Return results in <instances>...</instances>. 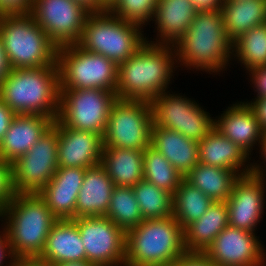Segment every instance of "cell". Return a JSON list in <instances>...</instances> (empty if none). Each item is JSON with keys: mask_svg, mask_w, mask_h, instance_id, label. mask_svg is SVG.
<instances>
[{"mask_svg": "<svg viewBox=\"0 0 266 266\" xmlns=\"http://www.w3.org/2000/svg\"><path fill=\"white\" fill-rule=\"evenodd\" d=\"M176 54L170 44H154L148 39L126 61L118 66L117 99L150 102L158 94L167 91ZM175 66V67H174Z\"/></svg>", "mask_w": 266, "mask_h": 266, "instance_id": "6da1fadb", "label": "cell"}, {"mask_svg": "<svg viewBox=\"0 0 266 266\" xmlns=\"http://www.w3.org/2000/svg\"><path fill=\"white\" fill-rule=\"evenodd\" d=\"M173 46L176 62L190 70L218 74L232 59V41L225 32L221 10L198 11L187 32Z\"/></svg>", "mask_w": 266, "mask_h": 266, "instance_id": "7a4b0ae2", "label": "cell"}, {"mask_svg": "<svg viewBox=\"0 0 266 266\" xmlns=\"http://www.w3.org/2000/svg\"><path fill=\"white\" fill-rule=\"evenodd\" d=\"M1 100L15 114L58 118L60 73L58 66L10 69L0 85Z\"/></svg>", "mask_w": 266, "mask_h": 266, "instance_id": "3957f363", "label": "cell"}, {"mask_svg": "<svg viewBox=\"0 0 266 266\" xmlns=\"http://www.w3.org/2000/svg\"><path fill=\"white\" fill-rule=\"evenodd\" d=\"M1 219L17 260L39 257L58 220L38 193H15L2 209Z\"/></svg>", "mask_w": 266, "mask_h": 266, "instance_id": "277c9868", "label": "cell"}, {"mask_svg": "<svg viewBox=\"0 0 266 266\" xmlns=\"http://www.w3.org/2000/svg\"><path fill=\"white\" fill-rule=\"evenodd\" d=\"M185 253L183 229L173 216L145 219L126 232L124 266H172Z\"/></svg>", "mask_w": 266, "mask_h": 266, "instance_id": "5b68a950", "label": "cell"}, {"mask_svg": "<svg viewBox=\"0 0 266 266\" xmlns=\"http://www.w3.org/2000/svg\"><path fill=\"white\" fill-rule=\"evenodd\" d=\"M0 36L11 69L58 66V47L30 13L1 14Z\"/></svg>", "mask_w": 266, "mask_h": 266, "instance_id": "8992f818", "label": "cell"}, {"mask_svg": "<svg viewBox=\"0 0 266 266\" xmlns=\"http://www.w3.org/2000/svg\"><path fill=\"white\" fill-rule=\"evenodd\" d=\"M139 25L126 22L109 10L89 14L82 36L81 48L111 59L117 66L129 59L147 40Z\"/></svg>", "mask_w": 266, "mask_h": 266, "instance_id": "52a82bcc", "label": "cell"}, {"mask_svg": "<svg viewBox=\"0 0 266 266\" xmlns=\"http://www.w3.org/2000/svg\"><path fill=\"white\" fill-rule=\"evenodd\" d=\"M60 89H103L115 91L118 66L103 55L89 52L78 44L58 47Z\"/></svg>", "mask_w": 266, "mask_h": 266, "instance_id": "ba28073f", "label": "cell"}, {"mask_svg": "<svg viewBox=\"0 0 266 266\" xmlns=\"http://www.w3.org/2000/svg\"><path fill=\"white\" fill-rule=\"evenodd\" d=\"M152 127L150 102L117 99L108 116L103 146L145 151L151 146Z\"/></svg>", "mask_w": 266, "mask_h": 266, "instance_id": "9c48e42d", "label": "cell"}, {"mask_svg": "<svg viewBox=\"0 0 266 266\" xmlns=\"http://www.w3.org/2000/svg\"><path fill=\"white\" fill-rule=\"evenodd\" d=\"M115 91L60 89L58 120L66 127L104 135Z\"/></svg>", "mask_w": 266, "mask_h": 266, "instance_id": "30bf717a", "label": "cell"}, {"mask_svg": "<svg viewBox=\"0 0 266 266\" xmlns=\"http://www.w3.org/2000/svg\"><path fill=\"white\" fill-rule=\"evenodd\" d=\"M168 92L164 91L150 101L153 126L201 141L214 128V119L193 99Z\"/></svg>", "mask_w": 266, "mask_h": 266, "instance_id": "8fae6325", "label": "cell"}, {"mask_svg": "<svg viewBox=\"0 0 266 266\" xmlns=\"http://www.w3.org/2000/svg\"><path fill=\"white\" fill-rule=\"evenodd\" d=\"M12 166L15 193H39L58 169V129L53 126Z\"/></svg>", "mask_w": 266, "mask_h": 266, "instance_id": "7c38bea8", "label": "cell"}, {"mask_svg": "<svg viewBox=\"0 0 266 266\" xmlns=\"http://www.w3.org/2000/svg\"><path fill=\"white\" fill-rule=\"evenodd\" d=\"M86 251V261L96 266H124L126 232L106 216L73 219Z\"/></svg>", "mask_w": 266, "mask_h": 266, "instance_id": "4fadbf2b", "label": "cell"}, {"mask_svg": "<svg viewBox=\"0 0 266 266\" xmlns=\"http://www.w3.org/2000/svg\"><path fill=\"white\" fill-rule=\"evenodd\" d=\"M30 14L57 46L77 44L90 13L73 0H33Z\"/></svg>", "mask_w": 266, "mask_h": 266, "instance_id": "5bb4252c", "label": "cell"}, {"mask_svg": "<svg viewBox=\"0 0 266 266\" xmlns=\"http://www.w3.org/2000/svg\"><path fill=\"white\" fill-rule=\"evenodd\" d=\"M255 235L228 225L203 254L215 266H265L266 252Z\"/></svg>", "mask_w": 266, "mask_h": 266, "instance_id": "9a60e30c", "label": "cell"}, {"mask_svg": "<svg viewBox=\"0 0 266 266\" xmlns=\"http://www.w3.org/2000/svg\"><path fill=\"white\" fill-rule=\"evenodd\" d=\"M266 181L250 173L239 176L226 201L229 225L255 233L264 214Z\"/></svg>", "mask_w": 266, "mask_h": 266, "instance_id": "2e32d148", "label": "cell"}, {"mask_svg": "<svg viewBox=\"0 0 266 266\" xmlns=\"http://www.w3.org/2000/svg\"><path fill=\"white\" fill-rule=\"evenodd\" d=\"M58 168H91L99 165L103 153V136L64 126L58 119Z\"/></svg>", "mask_w": 266, "mask_h": 266, "instance_id": "e0dca14e", "label": "cell"}, {"mask_svg": "<svg viewBox=\"0 0 266 266\" xmlns=\"http://www.w3.org/2000/svg\"><path fill=\"white\" fill-rule=\"evenodd\" d=\"M86 168H58L48 184L38 193L57 219H74L76 202Z\"/></svg>", "mask_w": 266, "mask_h": 266, "instance_id": "ac0fdd59", "label": "cell"}, {"mask_svg": "<svg viewBox=\"0 0 266 266\" xmlns=\"http://www.w3.org/2000/svg\"><path fill=\"white\" fill-rule=\"evenodd\" d=\"M53 123L51 117L16 114L0 143V157L10 164L13 163L18 157L26 154Z\"/></svg>", "mask_w": 266, "mask_h": 266, "instance_id": "d6986e66", "label": "cell"}, {"mask_svg": "<svg viewBox=\"0 0 266 266\" xmlns=\"http://www.w3.org/2000/svg\"><path fill=\"white\" fill-rule=\"evenodd\" d=\"M217 119H214V128L249 155L257 142L261 145L264 132L256 114L245 101L231 105Z\"/></svg>", "mask_w": 266, "mask_h": 266, "instance_id": "ffe728a7", "label": "cell"}, {"mask_svg": "<svg viewBox=\"0 0 266 266\" xmlns=\"http://www.w3.org/2000/svg\"><path fill=\"white\" fill-rule=\"evenodd\" d=\"M198 152L199 163L233 170L240 176L252 171V163L245 165L251 159L249 154L215 128L198 142Z\"/></svg>", "mask_w": 266, "mask_h": 266, "instance_id": "44dd1931", "label": "cell"}, {"mask_svg": "<svg viewBox=\"0 0 266 266\" xmlns=\"http://www.w3.org/2000/svg\"><path fill=\"white\" fill-rule=\"evenodd\" d=\"M115 184L100 163L86 169L79 190L75 218L106 216Z\"/></svg>", "mask_w": 266, "mask_h": 266, "instance_id": "7402d4cb", "label": "cell"}, {"mask_svg": "<svg viewBox=\"0 0 266 266\" xmlns=\"http://www.w3.org/2000/svg\"><path fill=\"white\" fill-rule=\"evenodd\" d=\"M198 10L192 0H159L152 21L157 28L154 44L174 45L190 27Z\"/></svg>", "mask_w": 266, "mask_h": 266, "instance_id": "603a6c76", "label": "cell"}, {"mask_svg": "<svg viewBox=\"0 0 266 266\" xmlns=\"http://www.w3.org/2000/svg\"><path fill=\"white\" fill-rule=\"evenodd\" d=\"M38 258L54 265L86 261V251L73 219H58L55 222Z\"/></svg>", "mask_w": 266, "mask_h": 266, "instance_id": "cb8c5ba5", "label": "cell"}, {"mask_svg": "<svg viewBox=\"0 0 266 266\" xmlns=\"http://www.w3.org/2000/svg\"><path fill=\"white\" fill-rule=\"evenodd\" d=\"M151 147L160 152L185 177L198 163V142L177 131L153 126Z\"/></svg>", "mask_w": 266, "mask_h": 266, "instance_id": "d4e9b609", "label": "cell"}, {"mask_svg": "<svg viewBox=\"0 0 266 266\" xmlns=\"http://www.w3.org/2000/svg\"><path fill=\"white\" fill-rule=\"evenodd\" d=\"M228 225L226 202H214L199 220L192 222L183 230L186 252L203 253Z\"/></svg>", "mask_w": 266, "mask_h": 266, "instance_id": "484cf974", "label": "cell"}, {"mask_svg": "<svg viewBox=\"0 0 266 266\" xmlns=\"http://www.w3.org/2000/svg\"><path fill=\"white\" fill-rule=\"evenodd\" d=\"M101 164L115 186L133 187L144 178V151L103 147Z\"/></svg>", "mask_w": 266, "mask_h": 266, "instance_id": "4316f807", "label": "cell"}, {"mask_svg": "<svg viewBox=\"0 0 266 266\" xmlns=\"http://www.w3.org/2000/svg\"><path fill=\"white\" fill-rule=\"evenodd\" d=\"M220 10L225 32L231 41L266 23V0H223Z\"/></svg>", "mask_w": 266, "mask_h": 266, "instance_id": "83f0119b", "label": "cell"}, {"mask_svg": "<svg viewBox=\"0 0 266 266\" xmlns=\"http://www.w3.org/2000/svg\"><path fill=\"white\" fill-rule=\"evenodd\" d=\"M239 176L233 170L198 163L184 179L214 202H226Z\"/></svg>", "mask_w": 266, "mask_h": 266, "instance_id": "f1b7e54d", "label": "cell"}, {"mask_svg": "<svg viewBox=\"0 0 266 266\" xmlns=\"http://www.w3.org/2000/svg\"><path fill=\"white\" fill-rule=\"evenodd\" d=\"M213 203L210 197L183 179L173 193V217L184 230L199 220Z\"/></svg>", "mask_w": 266, "mask_h": 266, "instance_id": "f546056e", "label": "cell"}, {"mask_svg": "<svg viewBox=\"0 0 266 266\" xmlns=\"http://www.w3.org/2000/svg\"><path fill=\"white\" fill-rule=\"evenodd\" d=\"M235 52V53H234ZM232 58L247 71L266 66V23L242 33L232 41Z\"/></svg>", "mask_w": 266, "mask_h": 266, "instance_id": "4dcf8cb0", "label": "cell"}, {"mask_svg": "<svg viewBox=\"0 0 266 266\" xmlns=\"http://www.w3.org/2000/svg\"><path fill=\"white\" fill-rule=\"evenodd\" d=\"M132 188L144 220L173 216L172 193L144 179Z\"/></svg>", "mask_w": 266, "mask_h": 266, "instance_id": "1f68e13d", "label": "cell"}, {"mask_svg": "<svg viewBox=\"0 0 266 266\" xmlns=\"http://www.w3.org/2000/svg\"><path fill=\"white\" fill-rule=\"evenodd\" d=\"M106 217L125 232L144 220L132 187L115 186Z\"/></svg>", "mask_w": 266, "mask_h": 266, "instance_id": "d6a6232c", "label": "cell"}, {"mask_svg": "<svg viewBox=\"0 0 266 266\" xmlns=\"http://www.w3.org/2000/svg\"><path fill=\"white\" fill-rule=\"evenodd\" d=\"M144 180L174 193L184 177L157 150L149 146L144 151Z\"/></svg>", "mask_w": 266, "mask_h": 266, "instance_id": "836d02e7", "label": "cell"}, {"mask_svg": "<svg viewBox=\"0 0 266 266\" xmlns=\"http://www.w3.org/2000/svg\"><path fill=\"white\" fill-rule=\"evenodd\" d=\"M159 0H114L108 10L118 18L145 27L153 20Z\"/></svg>", "mask_w": 266, "mask_h": 266, "instance_id": "e575fe53", "label": "cell"}, {"mask_svg": "<svg viewBox=\"0 0 266 266\" xmlns=\"http://www.w3.org/2000/svg\"><path fill=\"white\" fill-rule=\"evenodd\" d=\"M14 195L12 166L0 157V207L3 209Z\"/></svg>", "mask_w": 266, "mask_h": 266, "instance_id": "d590c367", "label": "cell"}, {"mask_svg": "<svg viewBox=\"0 0 266 266\" xmlns=\"http://www.w3.org/2000/svg\"><path fill=\"white\" fill-rule=\"evenodd\" d=\"M33 0H0V15L30 13Z\"/></svg>", "mask_w": 266, "mask_h": 266, "instance_id": "8d00e7d4", "label": "cell"}, {"mask_svg": "<svg viewBox=\"0 0 266 266\" xmlns=\"http://www.w3.org/2000/svg\"><path fill=\"white\" fill-rule=\"evenodd\" d=\"M248 72L253 88H256L257 98L255 99L266 98V66L253 68Z\"/></svg>", "mask_w": 266, "mask_h": 266, "instance_id": "74e56055", "label": "cell"}, {"mask_svg": "<svg viewBox=\"0 0 266 266\" xmlns=\"http://www.w3.org/2000/svg\"><path fill=\"white\" fill-rule=\"evenodd\" d=\"M172 266H215L203 253L186 252Z\"/></svg>", "mask_w": 266, "mask_h": 266, "instance_id": "f35d334b", "label": "cell"}, {"mask_svg": "<svg viewBox=\"0 0 266 266\" xmlns=\"http://www.w3.org/2000/svg\"><path fill=\"white\" fill-rule=\"evenodd\" d=\"M2 231H0V266H5L4 265L5 263L6 266H16L17 259L13 255L11 245L9 243V239L7 237L6 232L4 231V229ZM6 258H8L7 260L10 259L9 262L5 261Z\"/></svg>", "mask_w": 266, "mask_h": 266, "instance_id": "ab89813d", "label": "cell"}, {"mask_svg": "<svg viewBox=\"0 0 266 266\" xmlns=\"http://www.w3.org/2000/svg\"><path fill=\"white\" fill-rule=\"evenodd\" d=\"M16 114L0 98V143Z\"/></svg>", "mask_w": 266, "mask_h": 266, "instance_id": "60d3db41", "label": "cell"}, {"mask_svg": "<svg viewBox=\"0 0 266 266\" xmlns=\"http://www.w3.org/2000/svg\"><path fill=\"white\" fill-rule=\"evenodd\" d=\"M252 108L261 129L266 133V98L254 99V101L245 102Z\"/></svg>", "mask_w": 266, "mask_h": 266, "instance_id": "b9f144b4", "label": "cell"}, {"mask_svg": "<svg viewBox=\"0 0 266 266\" xmlns=\"http://www.w3.org/2000/svg\"><path fill=\"white\" fill-rule=\"evenodd\" d=\"M88 13H103L108 7L101 0H73Z\"/></svg>", "mask_w": 266, "mask_h": 266, "instance_id": "7bdbcfd3", "label": "cell"}, {"mask_svg": "<svg viewBox=\"0 0 266 266\" xmlns=\"http://www.w3.org/2000/svg\"><path fill=\"white\" fill-rule=\"evenodd\" d=\"M261 148H259L260 153H261V157H263V161H260V164L257 165V163L252 164V171L251 173L256 175L257 177H260L262 179H265L266 176V133H264L263 139L261 140V145L259 146ZM262 163L265 165H262ZM264 168V169H263Z\"/></svg>", "mask_w": 266, "mask_h": 266, "instance_id": "ee69618b", "label": "cell"}, {"mask_svg": "<svg viewBox=\"0 0 266 266\" xmlns=\"http://www.w3.org/2000/svg\"><path fill=\"white\" fill-rule=\"evenodd\" d=\"M198 11L220 10L223 0H192Z\"/></svg>", "mask_w": 266, "mask_h": 266, "instance_id": "f6af8a7d", "label": "cell"}, {"mask_svg": "<svg viewBox=\"0 0 266 266\" xmlns=\"http://www.w3.org/2000/svg\"><path fill=\"white\" fill-rule=\"evenodd\" d=\"M10 69L11 68L8 64L7 57L5 54L3 41H2V38L0 36V85L3 81V79L8 75Z\"/></svg>", "mask_w": 266, "mask_h": 266, "instance_id": "bcb514c9", "label": "cell"}, {"mask_svg": "<svg viewBox=\"0 0 266 266\" xmlns=\"http://www.w3.org/2000/svg\"><path fill=\"white\" fill-rule=\"evenodd\" d=\"M16 266H55L47 261L36 258H24L17 260Z\"/></svg>", "mask_w": 266, "mask_h": 266, "instance_id": "7dc6e473", "label": "cell"}, {"mask_svg": "<svg viewBox=\"0 0 266 266\" xmlns=\"http://www.w3.org/2000/svg\"><path fill=\"white\" fill-rule=\"evenodd\" d=\"M55 266H96V265L89 263L88 261H75V262L59 263L56 264Z\"/></svg>", "mask_w": 266, "mask_h": 266, "instance_id": "c3c4849f", "label": "cell"}, {"mask_svg": "<svg viewBox=\"0 0 266 266\" xmlns=\"http://www.w3.org/2000/svg\"><path fill=\"white\" fill-rule=\"evenodd\" d=\"M107 7H109L114 0H101Z\"/></svg>", "mask_w": 266, "mask_h": 266, "instance_id": "681fc988", "label": "cell"}, {"mask_svg": "<svg viewBox=\"0 0 266 266\" xmlns=\"http://www.w3.org/2000/svg\"><path fill=\"white\" fill-rule=\"evenodd\" d=\"M2 217V208L0 207V218Z\"/></svg>", "mask_w": 266, "mask_h": 266, "instance_id": "f907efd6", "label": "cell"}]
</instances>
